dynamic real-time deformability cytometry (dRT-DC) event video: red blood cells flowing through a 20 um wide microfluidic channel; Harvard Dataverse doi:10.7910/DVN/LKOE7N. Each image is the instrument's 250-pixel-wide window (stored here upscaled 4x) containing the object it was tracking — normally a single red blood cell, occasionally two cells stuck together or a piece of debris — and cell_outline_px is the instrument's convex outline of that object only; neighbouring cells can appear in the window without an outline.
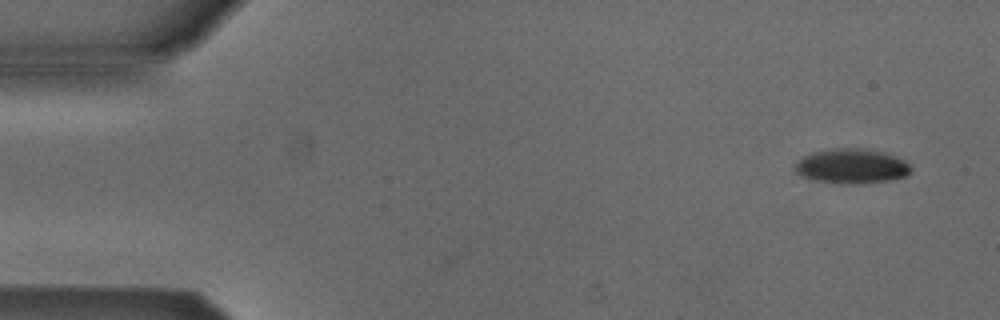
{"species": "Egyptian fruit bat (a non-hibernating species)", "species_latin": "Rousettus aegyptiacus", "temperature_condition": "cold", "stored_images_in_passage": 2, "camera_frame_rate_fps": 3000, "um_per_image_px": 0.085, "animal": {"sex": "male"}, "frame": {"image": 1, "passage_image": 2, "time_ms": 0.333, "image_size_px": [1000, 320], "cell_outline_px": [[912, 168], [908, 176], [888, 180], [856, 184], [816, 180], [804, 176], [796, 172], [796, 160], [812, 152], [836, 148], [860, 148], [884, 152], [904, 160]], "centroid_in_image_um": [72.42, 14.11], "position_along_channel_um": 12.6, "area_um2": 23.12}}